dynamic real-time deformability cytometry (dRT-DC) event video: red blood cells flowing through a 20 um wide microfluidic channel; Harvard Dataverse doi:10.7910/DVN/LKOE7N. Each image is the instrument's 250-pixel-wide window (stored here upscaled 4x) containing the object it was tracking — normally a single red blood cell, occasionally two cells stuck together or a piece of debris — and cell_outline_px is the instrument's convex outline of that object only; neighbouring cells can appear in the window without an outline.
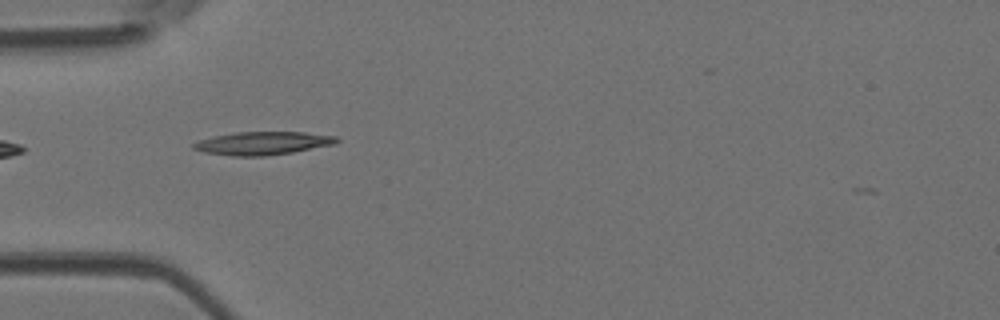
{"species": "Egyptian fruit bat (a non-hibernating species)", "species_latin": "Rousettus aegyptiacus", "temperature_condition": "room temperature", "stored_images_in_passage": 4, "camera_frame_rate_fps": 3000, "um_per_image_px": 0.085, "animal": {"sex": "female"}, "frame": {"image": 1, "passage_image": 1, "time_ms": 0.0, "image_size_px": [1000, 320], "cell_outline_px": [[340, 140], [336, 144], [292, 152], [264, 156], [232, 156], [204, 152], [192, 148], [192, 144], [200, 140], [212, 136], [236, 132], [304, 132], [336, 136]], "centroid_in_image_um": [22.34, 12.17], "position_along_channel_um": 62.7, "area_um2": 19.31}}
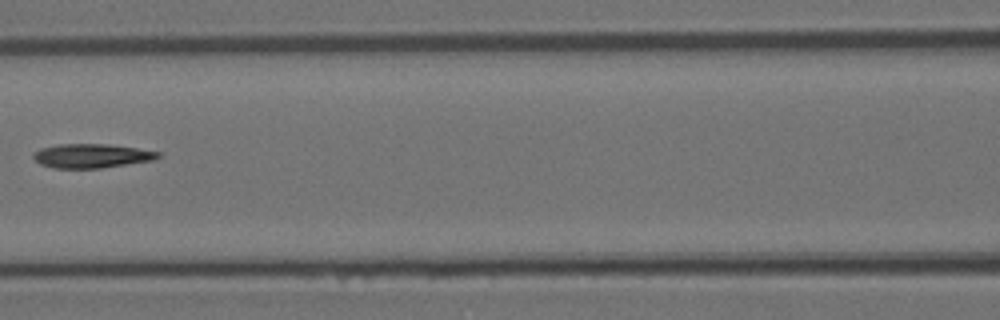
{"frame": {"image": 2, "passage_image": 3, "time_ms": 0.667, "image_size_px": [1000, 320], "cell_outline_px": [[160, 156], [152, 160], [100, 168], [52, 168], [40, 164], [32, 156], [32, 152], [40, 148], [60, 144], [108, 144], [136, 148], [160, 152]], "centroid_in_image_um": [7.73, 13.24], "position_along_channel_um": 158.9, "area_um2": 17.4}}
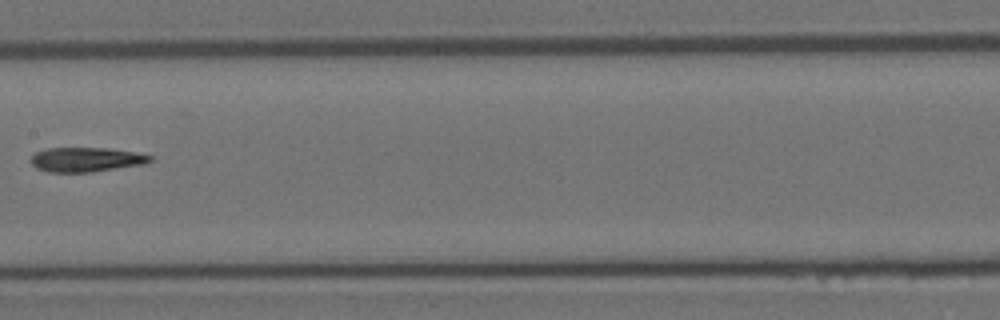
{"frame": {"image": 3, "passage_image": 4, "time_ms": 1.0, "image_size_px": [1000, 320], "cell_outline_px": [[152, 160], [144, 164], [92, 172], [48, 172], [36, 168], [32, 164], [32, 156], [36, 152], [48, 148], [108, 148], [136, 152], [152, 156]], "centroid_in_image_um": [7.33, 13.56], "position_along_channel_um": 200.1, "area_um2": 16.94}}